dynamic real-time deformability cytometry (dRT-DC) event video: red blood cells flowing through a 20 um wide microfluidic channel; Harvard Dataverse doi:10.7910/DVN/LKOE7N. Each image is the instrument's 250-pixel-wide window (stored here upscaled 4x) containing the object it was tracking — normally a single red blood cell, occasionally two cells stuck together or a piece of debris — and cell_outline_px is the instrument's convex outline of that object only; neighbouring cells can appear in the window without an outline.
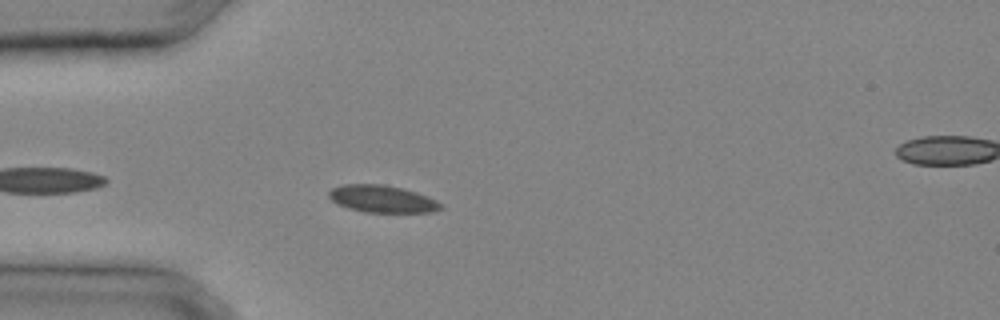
{"species": "common noctule bat (a hibernating species)", "species_latin": "Nyctalus noctula", "temperature_condition": "cold", "stored_images_in_passage": 25, "camera_frame_rate_fps": 3000, "um_per_image_px": 0.085, "animal": {"sex": "male", "body_mass_g": 20.4}, "frame": {"image": 1, "passage_image": 3, "time_ms": 0.667, "image_size_px": [1000, 320], "cell_outline_px": [[444, 208], [432, 212], [368, 212], [348, 208], [336, 204], [328, 196], [328, 192], [332, 188], [344, 184], [384, 184], [416, 192], [428, 196], [444, 204]], "centroid_in_image_um": [32.5, 16.91], "position_along_channel_um": 52.5, "area_um2": 17.8}}
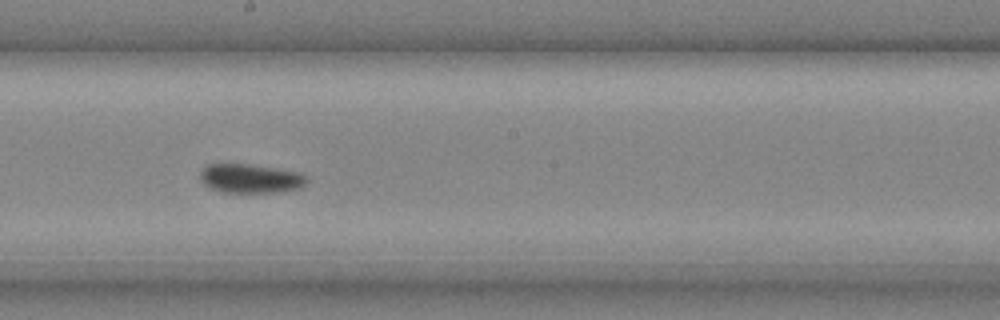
{"frame": {"image": 2, "passage_image": 12, "time_ms": 3.667, "image_size_px": [1000, 320], "cell_outline_px": [[308, 180], [300, 188], [276, 192], [224, 192], [212, 188], [204, 184], [200, 176], [200, 172], [208, 164], [248, 164], [300, 172]], "centroid_in_image_um": [21.29, 15.17], "position_along_channel_um": 226.9, "area_um2": 17.74}}
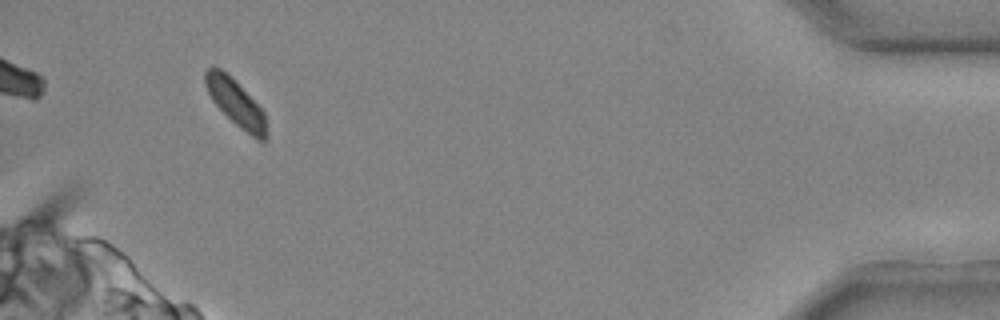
{"frame": {"image": 3, "passage_image": 24, "time_ms": 7.667, "image_size_px": [1000, 320], "cell_outline_px": [[268, 136], [264, 140], [256, 140], [236, 124], [212, 100], [204, 84], [204, 72], [212, 64], [220, 68], [264, 112]], "centroid_in_image_um": [20.01, 8.76], "position_along_channel_um": 415.2, "area_um2": 15.95}}